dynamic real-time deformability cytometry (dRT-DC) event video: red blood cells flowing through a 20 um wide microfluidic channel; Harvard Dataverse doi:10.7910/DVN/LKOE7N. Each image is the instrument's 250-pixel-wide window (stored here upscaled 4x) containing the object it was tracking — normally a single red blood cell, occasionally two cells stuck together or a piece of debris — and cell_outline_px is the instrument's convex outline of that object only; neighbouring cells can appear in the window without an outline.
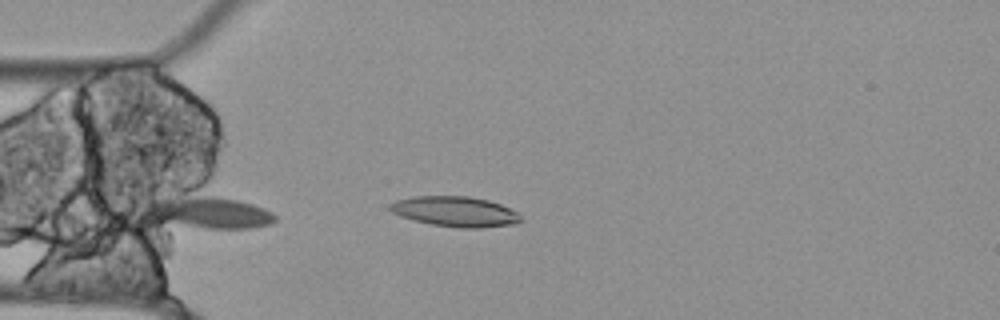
{"species": "Egyptian fruit bat (a non-hibernating species)", "species_latin": "Rousettus aegyptiacus", "temperature_condition": "cold", "stored_images_in_passage": 15, "camera_frame_rate_fps": 3000, "um_per_image_px": 0.085, "animal": {"sex": "female"}, "frame": {"image": 1, "passage_image": 15, "time_ms": 4.667, "image_size_px": [1000, 320], "cell_outline_px": [[520, 220], [516, 224], [480, 228], [460, 228], [432, 224], [412, 220], [400, 216], [392, 212], [388, 208], [388, 204], [396, 200], [412, 196], [468, 196], [488, 200], [500, 204], [520, 212]], "centroid_in_image_um": [38.68, 17.98], "position_along_channel_um": 46.3, "area_um2": 23.24}}